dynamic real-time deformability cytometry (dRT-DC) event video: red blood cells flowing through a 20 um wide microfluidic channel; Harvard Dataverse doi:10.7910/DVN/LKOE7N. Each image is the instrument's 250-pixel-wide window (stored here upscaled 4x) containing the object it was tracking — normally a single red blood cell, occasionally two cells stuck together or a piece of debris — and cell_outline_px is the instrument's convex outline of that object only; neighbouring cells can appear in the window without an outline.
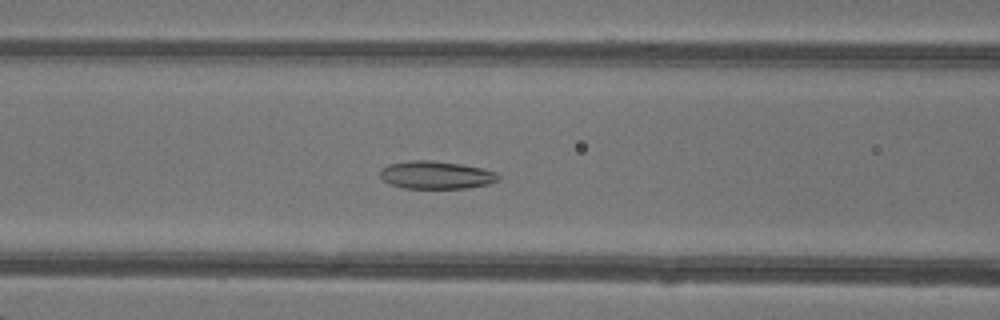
{"species": "common noctule bat (a hibernating species)", "species_latin": "Nyctalus noctula", "temperature_condition": "warm", "stored_images_in_passage": 44, "camera_frame_rate_fps": 3000, "um_per_image_px": 0.085, "animal": {"sex": "female"}, "frame": {"image": 1, "passage_image": 17, "time_ms": 5.333, "image_size_px": [1000, 320], "cell_outline_px": [[500, 180], [488, 184], [468, 188], [404, 188], [392, 184], [384, 180], [380, 176], [380, 172], [388, 164], [408, 160], [432, 160], [460, 164], [484, 168], [496, 172], [500, 176]], "centroid_in_image_um": [37.11, 14.87], "position_along_channel_um": 129.5, "area_um2": 19.19}}
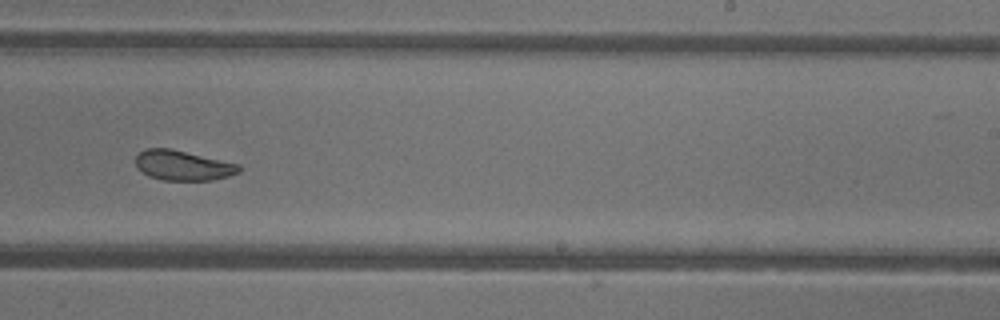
{"frame": {"image": 2, "passage_image": 27, "time_ms": 8.667, "image_size_px": [1000, 320], "cell_outline_px": [[240, 172], [228, 176], [212, 180], [164, 180], [148, 176], [136, 168], [136, 152], [144, 148], [172, 148], [240, 164]], "centroid_in_image_um": [15.51, 14.04], "position_along_channel_um": 273.5, "area_um2": 18.32}}
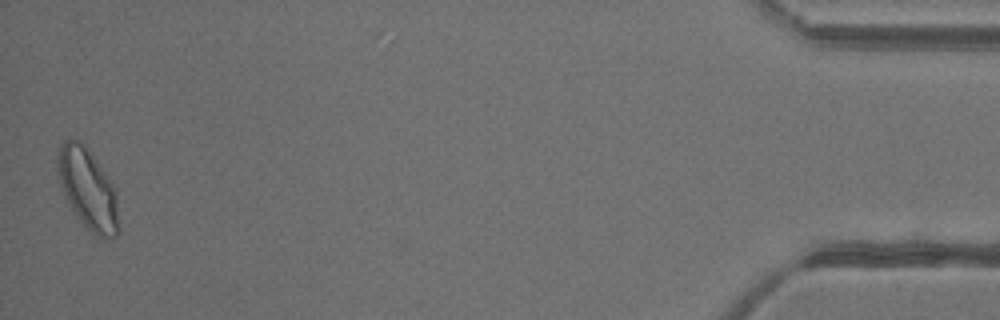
{"frame": {"image": 3, "passage_image": 44, "time_ms": 14.333, "image_size_px": [1000, 320], "cell_outline_px": [[120, 232], [112, 240], [104, 240], [96, 236], [76, 216], [60, 184], [56, 168], [56, 152], [60, 144], [64, 140], [76, 140], [84, 144], [104, 172], [112, 184], [116, 192], [120, 228]], "centroid_in_image_um": [7.48, 16.11], "position_along_channel_um": 427.7, "area_um2": 28.78}, "authors_computed_cell_mechanics": {"area_um2": 21.0103, "velocity_mm_per_s": 4.3292, "shape_relaxation_time_tau1_ms": 9.2204, "shape_relaxation_time_tau2_ms": 2.4709, "deformation_change_tau1": 0.1863, "deformation_change_tau2": 0.0729}}